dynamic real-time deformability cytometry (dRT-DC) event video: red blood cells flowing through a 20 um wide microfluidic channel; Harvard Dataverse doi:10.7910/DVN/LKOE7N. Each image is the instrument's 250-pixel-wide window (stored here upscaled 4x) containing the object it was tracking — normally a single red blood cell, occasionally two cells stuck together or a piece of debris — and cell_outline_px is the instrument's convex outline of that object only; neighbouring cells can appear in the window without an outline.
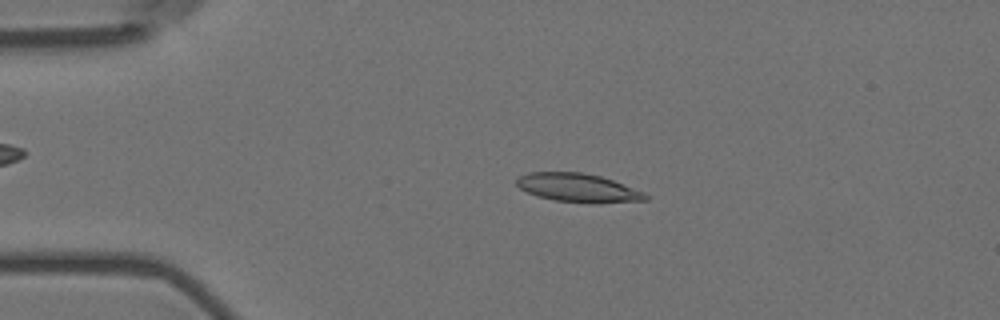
{"species": "Egyptian fruit bat (a non-hibernating species)", "species_latin": "Rousettus aegyptiacus", "temperature_condition": "room temperature", "stored_images_in_passage": 3, "camera_frame_rate_fps": 3000, "um_per_image_px": 0.085, "animal": {"sex": "female"}, "frame": {"image": 1, "passage_image": 2, "time_ms": 0.333, "image_size_px": [1000, 320], "cell_outline_px": [[648, 200], [556, 200], [536, 196], [520, 188], [516, 184], [516, 180], [520, 176], [528, 172], [580, 172], [600, 176], [612, 180], [644, 192], [648, 196]], "centroid_in_image_um": [49.02, 15.9], "position_along_channel_um": 36.0, "area_um2": 20.11}}